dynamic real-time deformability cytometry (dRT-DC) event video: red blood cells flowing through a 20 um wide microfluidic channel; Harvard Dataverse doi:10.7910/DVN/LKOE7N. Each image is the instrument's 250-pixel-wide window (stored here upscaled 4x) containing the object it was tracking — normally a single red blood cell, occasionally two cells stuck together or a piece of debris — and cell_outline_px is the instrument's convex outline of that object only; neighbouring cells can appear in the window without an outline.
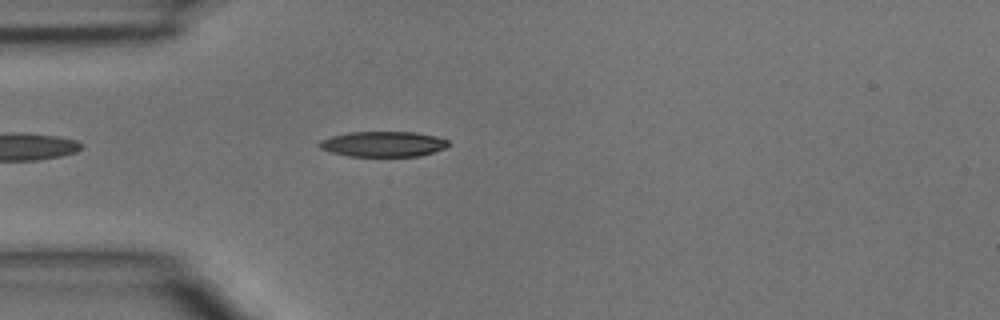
{"species": "common noctule bat (a hibernating species)", "species_latin": "Nyctalus noctula", "temperature_condition": "room temperature", "stored_images_in_passage": 4, "camera_frame_rate_fps": 3000, "um_per_image_px": 0.085, "animal": {"sex": "male", "body_mass_g": 15.6}, "frame": {"image": 1, "passage_image": 4, "time_ms": 1.0, "image_size_px": [1000, 320], "cell_outline_px": [[448, 144], [444, 148], [420, 156], [348, 156], [332, 152], [320, 148], [316, 144], [320, 140], [332, 136], [348, 132], [416, 132], [436, 136], [448, 140]], "centroid_in_image_um": [32.54, 12.24], "position_along_channel_um": 52.5, "area_um2": 19.02}}